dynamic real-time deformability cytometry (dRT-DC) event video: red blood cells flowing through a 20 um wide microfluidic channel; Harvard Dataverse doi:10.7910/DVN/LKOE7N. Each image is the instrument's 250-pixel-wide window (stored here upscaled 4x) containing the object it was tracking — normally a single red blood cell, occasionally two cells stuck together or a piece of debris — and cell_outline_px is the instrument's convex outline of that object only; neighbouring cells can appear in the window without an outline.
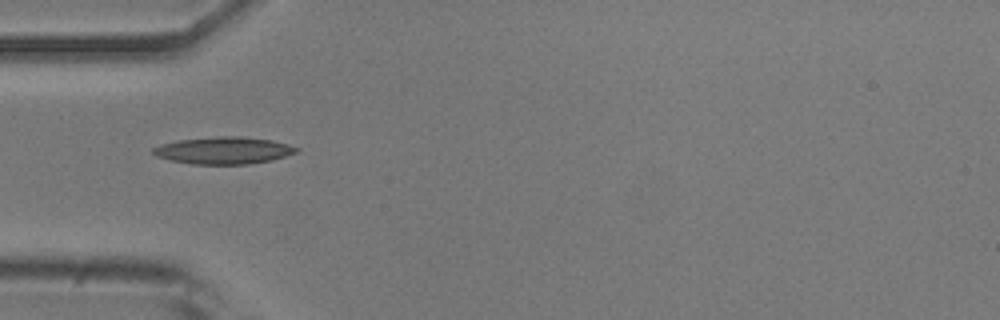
{"species": "common noctule bat (a hibernating species)", "species_latin": "Nyctalus noctula", "temperature_condition": "room temperature", "stored_images_in_passage": 35, "camera_frame_rate_fps": 3000, "um_per_image_px": 0.085, "animal": {"sex": "male", "body_mass_g": 20.5, "forearm_length_mm": 52.5}, "frame": {"image": 1, "passage_image": 1, "time_ms": 0.0, "image_size_px": [1000, 320], "cell_outline_px": [[300, 148], [296, 152], [272, 160], [248, 164], [192, 164], [172, 160], [156, 156], [152, 152], [152, 148], [160, 144], [180, 140], [216, 136], [240, 136], [272, 140], [288, 144]], "centroid_in_image_um": [19.01, 12.78], "position_along_channel_um": 66.0, "area_um2": 22.54}}
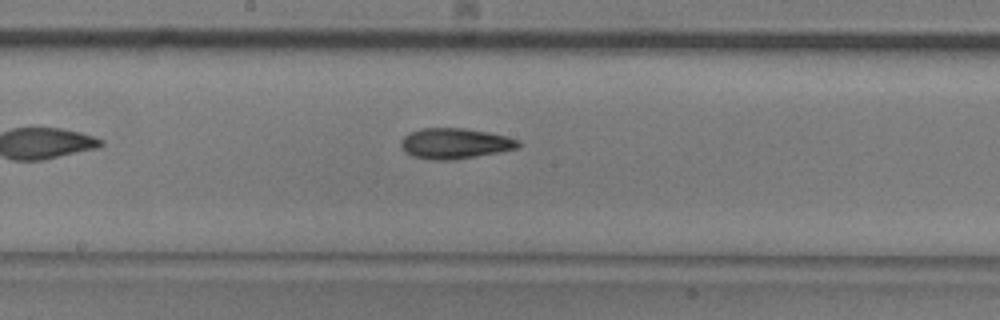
{"frame": {"image": 2, "passage_image": 12, "time_ms": 3.667, "image_size_px": [1000, 320], "cell_outline_px": [[520, 148], [500, 152], [476, 156], [448, 160], [432, 160], [412, 156], [400, 144], [400, 140], [408, 132], [424, 128], [464, 128], [488, 132], [508, 136], [520, 140]], "centroid_in_image_um": [38.7, 12.18], "position_along_channel_um": 209.5, "area_um2": 20.92}}
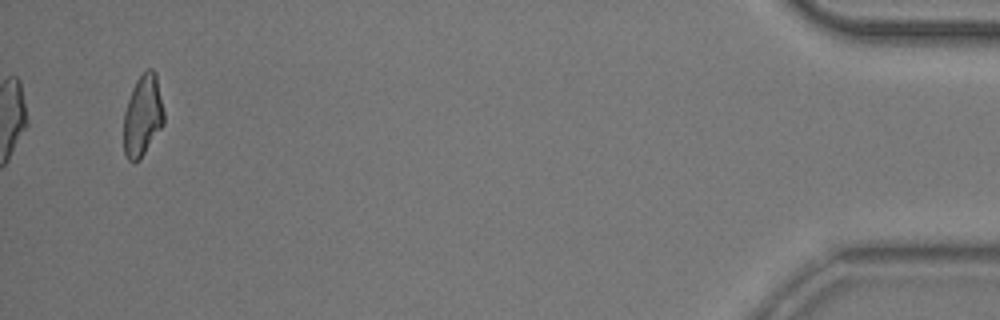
{"frame": {"image": 3, "passage_image": 35, "time_ms": 11.333, "image_size_px": [1000, 320], "cell_outline_px": [[164, 124], [140, 160], [132, 164], [128, 160], [124, 152], [124, 112], [132, 88], [136, 80], [148, 68], [152, 68], [156, 72], [164, 112]], "centroid_in_image_um": [12.13, 9.85], "position_along_channel_um": 423.1, "area_um2": 19.25}, "authors_computed_cell_mechanics": {"area_um2": 20.1722, "velocity_mm_per_s": 3.885, "shape_relaxation_time_tau1_ms": 4.1745, "shape_relaxation_time_tau2_ms": 3.5434, "deformation_change_tau1": 0.1639, "deformation_change_tau2": 0.1169}}